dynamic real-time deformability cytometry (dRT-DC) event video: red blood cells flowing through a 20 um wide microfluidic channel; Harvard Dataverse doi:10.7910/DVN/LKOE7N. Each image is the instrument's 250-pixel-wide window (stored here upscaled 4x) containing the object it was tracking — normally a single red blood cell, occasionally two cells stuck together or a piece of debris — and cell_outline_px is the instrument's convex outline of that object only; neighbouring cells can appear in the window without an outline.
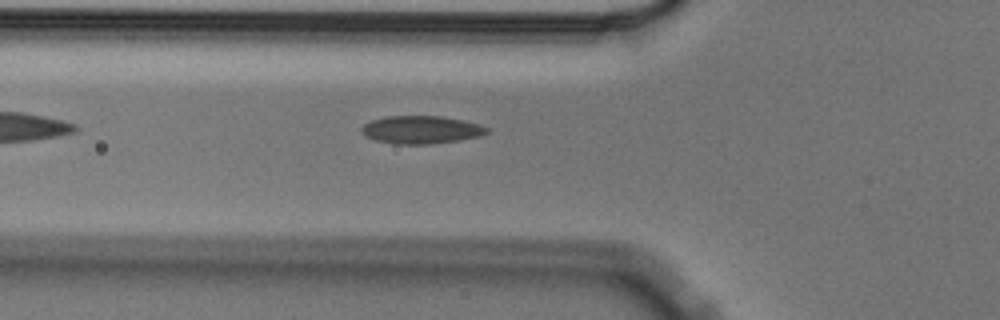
{"species": "Egyptian fruit bat (a non-hibernating species)", "species_latin": "Rousettus aegyptiacus", "temperature_condition": "cold", "stored_images_in_passage": 4, "camera_frame_rate_fps": 3000, "um_per_image_px": 0.085, "animal": {"sex": "male"}, "frame": {"image": 1, "passage_image": 4, "time_ms": 1.0, "image_size_px": [1000, 320], "cell_outline_px": [[488, 132], [480, 136], [432, 144], [396, 144], [376, 140], [364, 136], [360, 132], [360, 128], [364, 124], [372, 120], [388, 116], [444, 116], [464, 120], [480, 124], [488, 128]], "centroid_in_image_um": [35.78, 11.02], "position_along_channel_um": 90.0, "area_um2": 20.4}}